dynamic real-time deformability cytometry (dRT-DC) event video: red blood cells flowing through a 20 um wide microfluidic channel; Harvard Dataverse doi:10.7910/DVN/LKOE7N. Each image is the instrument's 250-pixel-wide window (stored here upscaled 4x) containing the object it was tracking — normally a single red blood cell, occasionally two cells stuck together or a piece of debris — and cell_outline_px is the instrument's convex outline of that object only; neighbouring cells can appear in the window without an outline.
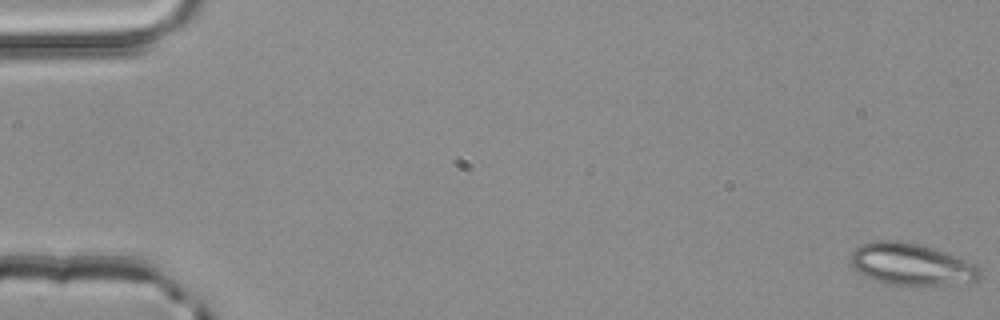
{"species": "common noctule bat (a hibernating species)", "species_latin": "Nyctalus noctula", "temperature_condition": "room temperature", "stored_images_in_passage": 9, "camera_frame_rate_fps": 3000, "um_per_image_px": 0.085, "animal": {"sex": "male", "body_mass_g": 20.4}, "frame": {"image": 1, "passage_image": 1, "time_ms": 0.0, "image_size_px": [1000, 320], "cell_outline_px": [[980, 276], [976, 280], [920, 288], [888, 284], [864, 276], [852, 268], [852, 252], [860, 244], [872, 240], [900, 240], [920, 244], [944, 252], [976, 264], [980, 268]], "centroid_in_image_um": [77.43, 22.48], "position_along_channel_um": 7.6, "area_um2": 32.02}}